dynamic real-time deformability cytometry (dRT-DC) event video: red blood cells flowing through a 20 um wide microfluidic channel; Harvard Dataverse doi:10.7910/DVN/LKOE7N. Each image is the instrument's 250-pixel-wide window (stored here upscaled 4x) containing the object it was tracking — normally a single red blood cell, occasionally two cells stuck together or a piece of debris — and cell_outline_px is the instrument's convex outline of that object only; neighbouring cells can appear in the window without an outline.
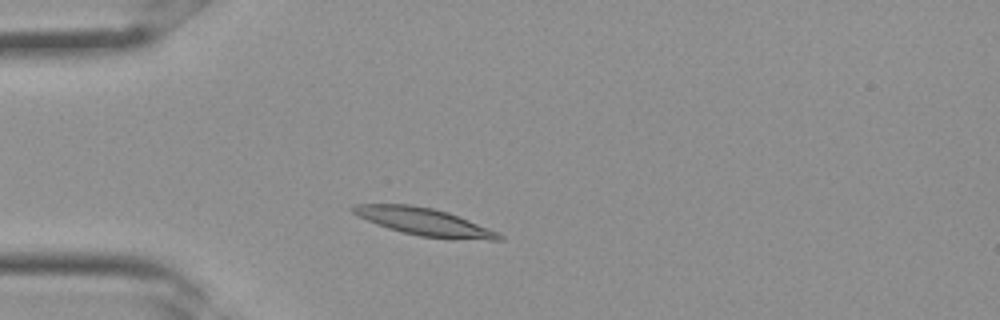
{"species": "Egyptian fruit bat (a non-hibernating species)", "species_latin": "Rousettus aegyptiacus", "temperature_condition": "room temperature", "stored_images_in_passage": 29, "camera_frame_rate_fps": 3000, "um_per_image_px": 0.085, "frame": {"image": 1, "passage_image": 5, "time_ms": 1.333, "image_size_px": [1000, 320], "cell_outline_px": [[504, 240], [488, 240], [420, 236], [388, 228], [376, 224], [352, 212], [348, 208], [356, 204], [412, 204], [432, 208], [448, 212], [488, 228], [504, 236]], "centroid_in_image_um": [36.03, 18.83], "position_along_channel_um": 49.0, "area_um2": 22.89}}
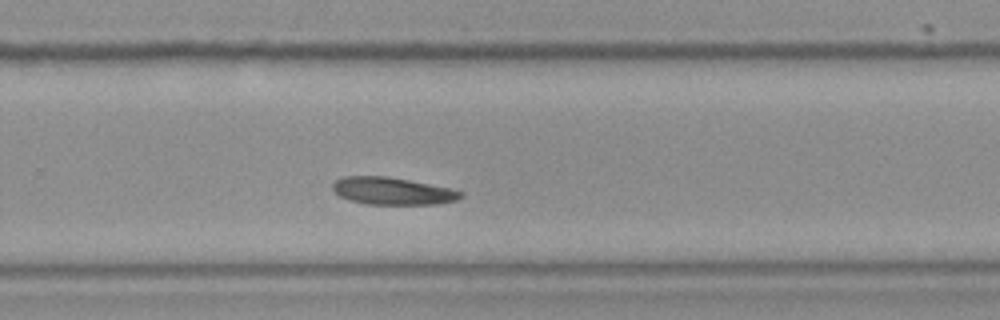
{"frame": {"image": 2, "passage_image": 18, "time_ms": 5.667, "image_size_px": [1000, 320], "cell_outline_px": [[464, 196], [456, 200], [436, 204], [364, 204], [348, 200], [340, 196], [332, 188], [332, 184], [336, 180], [344, 176], [388, 176], [452, 188], [464, 192]], "centroid_in_image_um": [33.38, 16.23], "position_along_channel_um": 296.4, "area_um2": 20.52}}
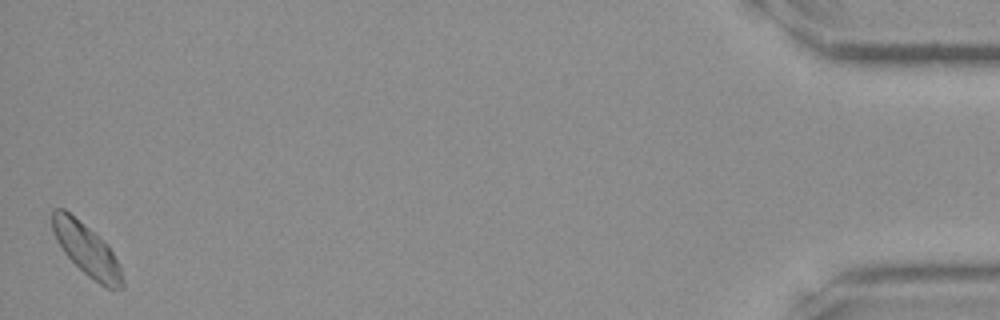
{"frame": {"image": 3, "passage_image": 29, "time_ms": 9.333, "image_size_px": [1000, 320], "cell_outline_px": [[124, 288], [108, 288], [100, 284], [88, 276], [64, 252], [56, 240], [52, 228], [52, 208], [64, 208], [104, 240], [108, 244], [120, 264], [124, 284]], "centroid_in_image_um": [7.38, 21.2], "position_along_channel_um": 427.8, "area_um2": 21.15}}